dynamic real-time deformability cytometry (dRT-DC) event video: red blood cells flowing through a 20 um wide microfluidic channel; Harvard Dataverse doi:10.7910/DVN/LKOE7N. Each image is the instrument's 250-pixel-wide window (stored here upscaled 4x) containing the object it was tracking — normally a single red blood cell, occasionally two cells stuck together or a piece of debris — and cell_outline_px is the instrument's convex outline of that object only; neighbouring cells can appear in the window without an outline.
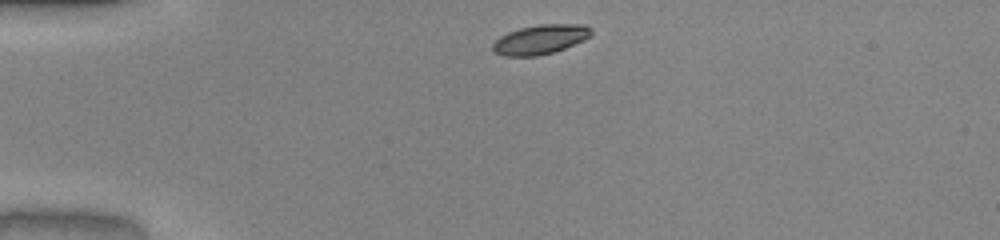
{"species": "common noctule bat (a hibernating species)", "species_latin": "Nyctalus noctula", "temperature_condition": "warm", "stored_images_in_passage": 33, "camera_frame_rate_fps": 3000, "um_per_image_px": 0.085, "animal": {"sex": "male", "body_mass_g": 20.0, "forearm_length_mm": 53.3}, "frame": {"image": 1, "passage_image": 1, "time_ms": 0.0, "image_size_px": [1000, 240], "cell_outline_px": [[592, 36], [584, 40], [564, 48], [552, 52], [536, 56], [504, 56], [496, 52], [492, 48], [492, 44], [500, 36], [508, 32], [520, 28], [540, 24], [584, 24], [592, 28]], "centroid_in_image_um": [45.95, 3.34], "position_along_channel_um": 39.0, "area_um2": 16.88}}
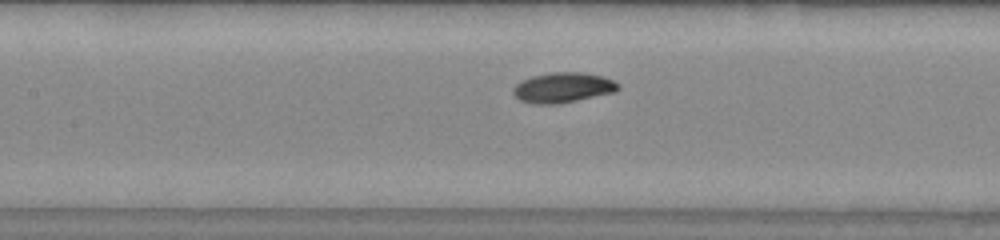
{"frame": {"image": 2, "passage_image": 13, "time_ms": 4.0, "image_size_px": [1000, 240], "cell_outline_px": [[620, 88], [616, 92], [560, 104], [532, 104], [520, 100], [512, 92], [512, 88], [516, 84], [532, 76], [552, 72], [584, 72], [604, 76], [620, 84]], "centroid_in_image_um": [47.88, 7.45], "position_along_channel_um": 159.5, "area_um2": 18.67}}
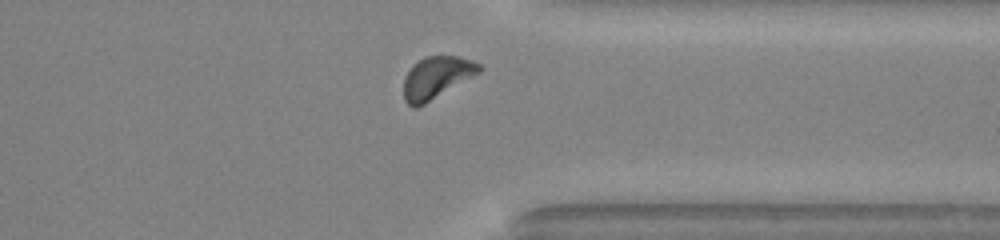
{"frame": {"image": 3, "passage_image": 29, "time_ms": 9.333, "image_size_px": [1000, 240], "cell_outline_px": [[484, 68], [480, 72], [424, 104], [416, 108], [412, 108], [404, 100], [404, 80], [412, 64], [424, 56], [460, 56], [472, 60], [480, 64]], "centroid_in_image_um": [37.1, 6.57], "position_along_channel_um": 374.3, "area_um2": 18.44}, "authors_computed_cell_mechanics": {"area_um2": 17.8024, "velocity_mm_per_s": 4.0514, "shape_relaxation_time_tau1_ms": 1.8248, "shape_relaxation_time_tau2_ms": null, "deformation_change_tau1": 0.0894, "deformation_change_tau2": null}}